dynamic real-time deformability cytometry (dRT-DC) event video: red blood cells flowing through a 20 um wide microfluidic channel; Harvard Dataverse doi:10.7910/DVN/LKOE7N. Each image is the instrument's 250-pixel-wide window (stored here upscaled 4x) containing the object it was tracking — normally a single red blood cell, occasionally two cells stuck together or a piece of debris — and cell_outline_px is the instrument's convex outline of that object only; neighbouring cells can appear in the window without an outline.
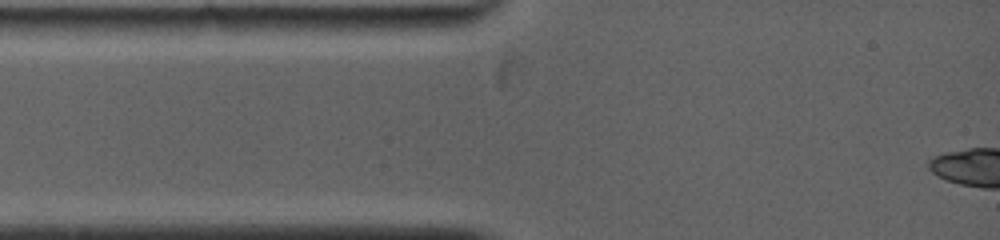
{"species": "common noctule bat (a hibernating species)", "species_latin": "Nyctalus noctula", "temperature_condition": "warm", "stored_images_in_passage": 1, "camera_frame_rate_fps": 5000, "um_per_image_px": 0.085, "animal": {"sex": "female", "body_mass_g": 19.0, "forearm_length_mm": 53.3}, "frame": {"image": 1, "passage_image": 1, "time_ms": 0.0, "image_size_px": [1000, 240], "cell_outline_px": [[248, 32], [244, 36], [164, 36], [168, 20], [200, 16], [224, 16], [248, 28]], "centroid_in_image_um": [17.42, 2.3], "position_along_channel_um": 67.6, "area_um2": 10.23}}